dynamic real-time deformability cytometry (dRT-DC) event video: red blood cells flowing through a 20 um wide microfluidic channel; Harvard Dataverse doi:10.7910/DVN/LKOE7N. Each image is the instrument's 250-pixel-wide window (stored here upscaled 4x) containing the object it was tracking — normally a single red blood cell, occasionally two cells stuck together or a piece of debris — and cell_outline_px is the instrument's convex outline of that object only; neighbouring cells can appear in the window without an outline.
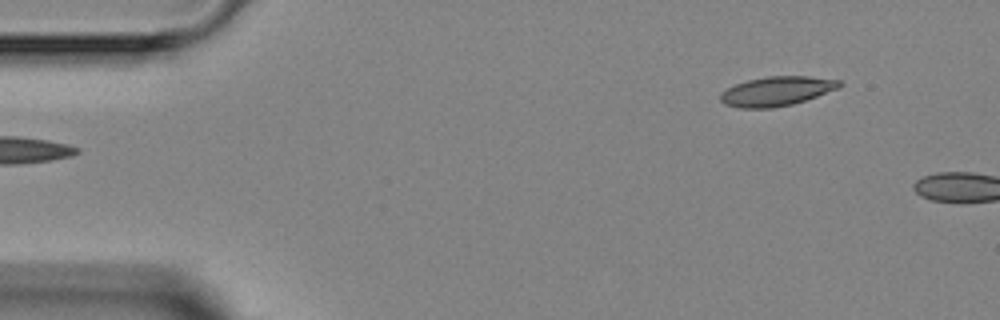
{"species": "Egyptian fruit bat (a non-hibernating species)", "species_latin": "Rousettus aegyptiacus", "temperature_condition": "room temperature", "stored_images_in_passage": 4, "segment_of_instrument_passage": [2, 2], "camera_frame_rate_fps": 3000, "um_per_image_px": 0.085, "animal": {"sex": "female"}, "frame": {"image": 1, "passage_image": 4, "time_ms": 3.667, "image_size_px": [1000, 320], "cell_outline_px": [[844, 84], [840, 88], [792, 104], [772, 108], [740, 108], [724, 104], [720, 100], [720, 92], [736, 84], [748, 80], [768, 76], [808, 76], [840, 80]], "centroid_in_image_um": [66.02, 7.75], "position_along_channel_um": 19.0, "area_um2": 20.35}}